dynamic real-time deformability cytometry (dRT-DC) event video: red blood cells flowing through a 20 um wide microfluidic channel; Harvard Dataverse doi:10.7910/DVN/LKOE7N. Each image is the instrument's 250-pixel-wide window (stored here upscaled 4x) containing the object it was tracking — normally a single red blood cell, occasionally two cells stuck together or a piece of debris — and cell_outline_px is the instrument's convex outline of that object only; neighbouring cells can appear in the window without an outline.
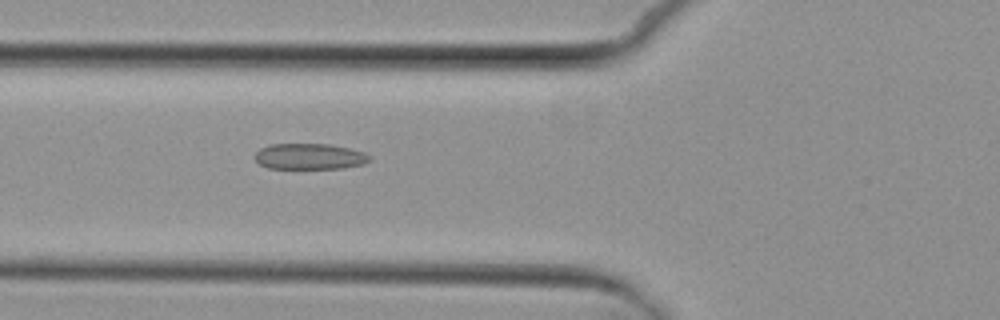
{"species": "common noctule bat (a hibernating species)", "species_latin": "Nyctalus noctula", "temperature_condition": "cold", "stored_images_in_passage": 3, "camera_frame_rate_fps": 3000, "um_per_image_px": 0.085, "animal": {"sex": "female", "body_mass_g": 29.2, "forearm_length_mm": 56.3}, "frame": {"image": 1, "passage_image": 3, "time_ms": 2.333, "image_size_px": [1000, 320], "cell_outline_px": [[372, 160], [364, 164], [344, 168], [268, 168], [260, 164], [252, 156], [260, 148], [268, 144], [328, 144], [348, 148], [364, 152], [372, 156]], "centroid_in_image_um": [26.32, 13.29], "position_along_channel_um": 99.5, "area_um2": 17.46}}